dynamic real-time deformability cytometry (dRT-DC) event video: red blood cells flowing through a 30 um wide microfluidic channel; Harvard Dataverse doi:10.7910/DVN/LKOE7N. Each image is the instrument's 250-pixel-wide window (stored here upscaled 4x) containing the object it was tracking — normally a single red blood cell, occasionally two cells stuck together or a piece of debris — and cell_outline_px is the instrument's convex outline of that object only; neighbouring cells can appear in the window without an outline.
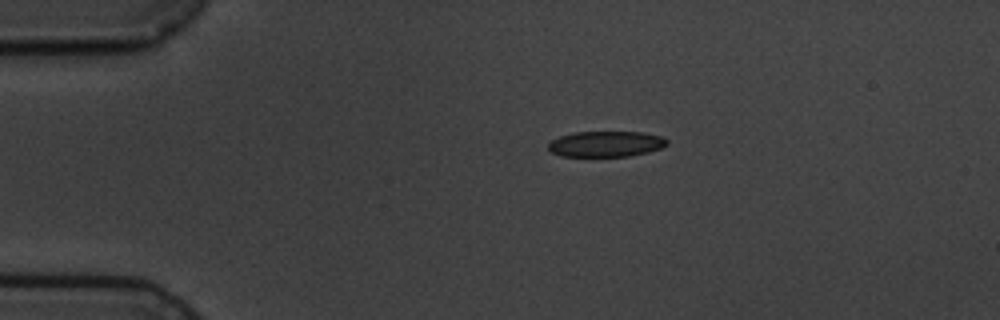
{"species": "common noctule bat (a hibernating species)", "species_latin": "Nyctalus noctula", "temperature_condition": "cold", "stored_images_in_passage": 4, "camera_frame_rate_fps": 3000, "um_per_image_px": 0.085, "animal": {"sex": "male", "body_mass_g": 19.5, "forearm_length_mm": 54.6}, "frame": {"image": 1, "passage_image": 1, "time_ms": 0.0, "image_size_px": [1000, 320], "cell_outline_px": [[668, 144], [660, 148], [648, 152], [628, 156], [560, 156], [552, 152], [548, 148], [548, 144], [552, 140], [560, 136], [576, 132], [644, 132], [664, 136], [668, 140]], "centroid_in_image_um": [51.54, 12.23], "position_along_channel_um": 33.5, "area_um2": 17.8}}
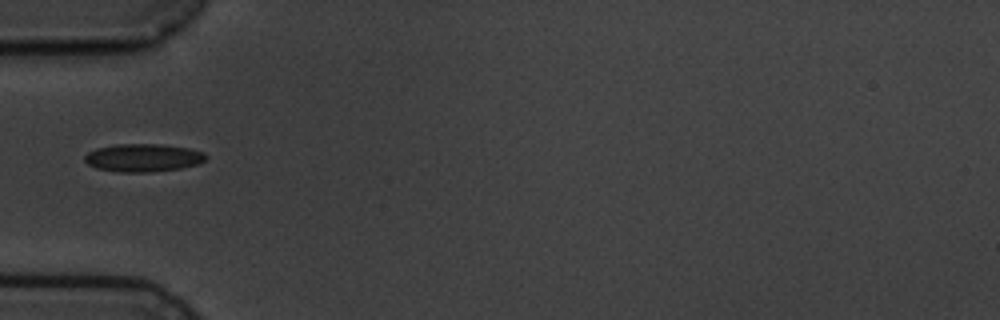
{"frame": {"image": 2, "passage_image": 3, "time_ms": 2.333, "image_size_px": [1000, 320], "cell_outline_px": [[208, 156], [200, 164], [180, 168], [148, 172], [120, 172], [96, 168], [88, 164], [84, 160], [84, 156], [88, 152], [96, 148], [116, 144], [160, 144], [188, 148], [204, 152]], "centroid_in_image_um": [12.17, 13.4], "position_along_channel_um": 72.8, "area_um2": 19.77}}
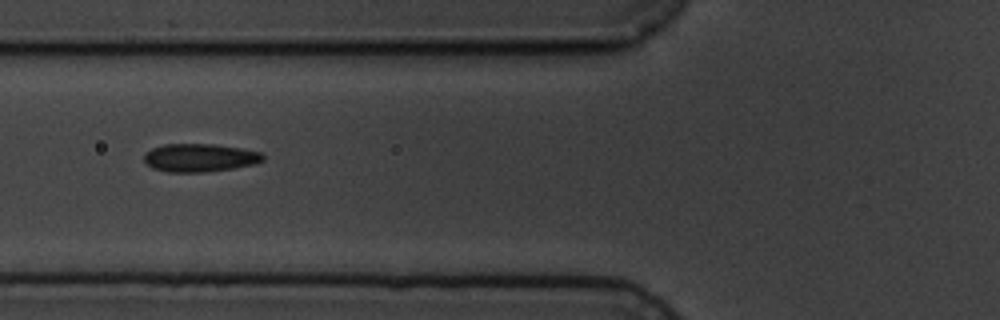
{"frame": {"image": 3, "passage_image": 4, "time_ms": 3.333, "image_size_px": [1000, 320], "cell_outline_px": [[264, 160], [256, 164], [232, 168], [204, 172], [168, 172], [152, 168], [144, 160], [144, 152], [152, 148], [164, 144], [216, 144], [240, 148], [260, 152], [264, 156]], "centroid_in_image_um": [16.97, 13.4], "position_along_channel_um": 108.8, "area_um2": 19.54}}